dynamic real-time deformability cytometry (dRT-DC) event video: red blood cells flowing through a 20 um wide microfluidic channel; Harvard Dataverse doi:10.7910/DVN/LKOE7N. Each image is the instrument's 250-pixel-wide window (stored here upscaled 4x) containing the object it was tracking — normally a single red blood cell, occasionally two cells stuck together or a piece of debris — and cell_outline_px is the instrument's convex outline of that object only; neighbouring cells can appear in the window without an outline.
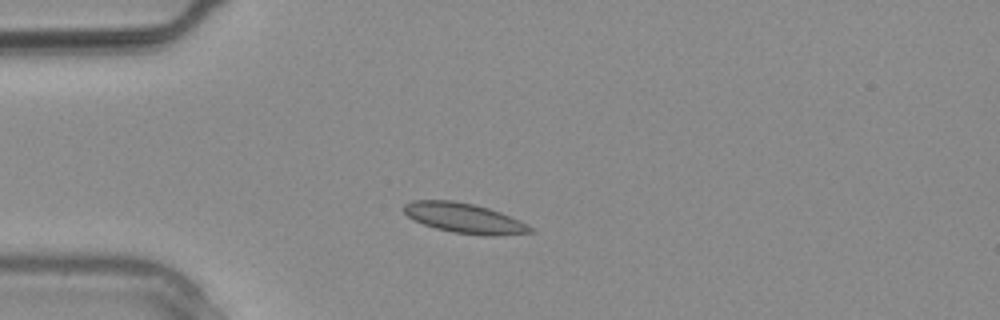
{"species": "common noctule bat (a hibernating species)", "species_latin": "Nyctalus noctula", "temperature_condition": "warm", "stored_images_in_passage": 1, "camera_frame_rate_fps": 3000, "um_per_image_px": 0.085, "animal": {"sex": "male", "body_mass_g": 20.4}, "frame": {"image": 1, "passage_image": 1, "time_ms": 0.0, "image_size_px": [1000, 320], "cell_outline_px": [[536, 232], [492, 236], [484, 236], [452, 232], [436, 228], [424, 224], [408, 216], [404, 212], [404, 204], [412, 200], [452, 200], [472, 204], [488, 208], [500, 212], [520, 220], [532, 228]], "centroid_in_image_um": [39.48, 18.54], "position_along_channel_um": 45.5, "area_um2": 21.96}}